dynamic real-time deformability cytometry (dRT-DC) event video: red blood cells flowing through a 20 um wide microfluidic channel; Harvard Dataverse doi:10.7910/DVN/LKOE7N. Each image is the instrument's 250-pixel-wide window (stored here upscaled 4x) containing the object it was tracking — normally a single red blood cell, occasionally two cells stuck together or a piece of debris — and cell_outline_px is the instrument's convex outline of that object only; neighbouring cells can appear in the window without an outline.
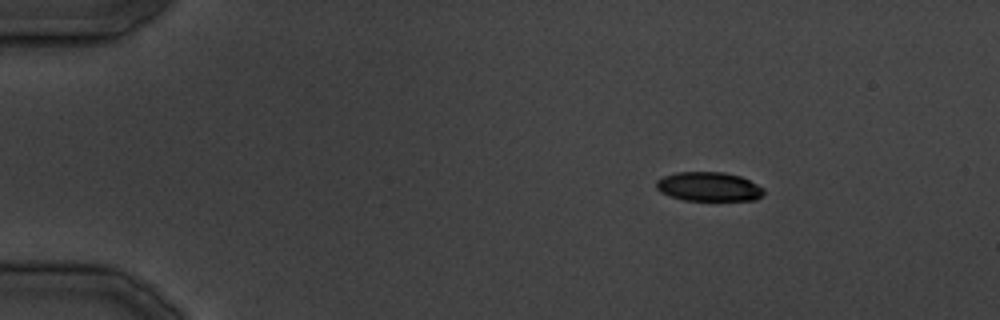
{"species": "common noctule bat (a hibernating species)", "species_latin": "Nyctalus noctula", "temperature_condition": "cold", "stored_images_in_passage": 37, "camera_frame_rate_fps": 3000, "um_per_image_px": 0.085, "animal": {"sex": "male", "body_mass_g": 19.5, "forearm_length_mm": 54.6}, "frame": {"image": 1, "passage_image": 6, "time_ms": 5.667, "image_size_px": [1000, 320], "cell_outline_px": [[764, 192], [756, 200], [684, 200], [668, 196], [660, 192], [656, 188], [656, 180], [664, 176], [676, 172], [724, 172], [740, 176], [764, 188]], "centroid_in_image_um": [60.21, 15.86], "position_along_channel_um": 24.8, "area_um2": 18.26}}
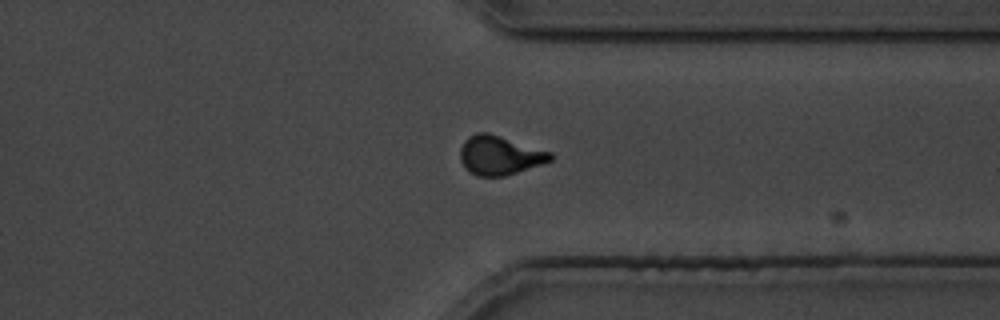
{"frame": {"image": 2, "passage_image": 29, "time_ms": 34.0, "image_size_px": [1000, 320], "cell_outline_px": [[552, 160], [544, 164], [504, 176], [476, 176], [460, 160], [460, 148], [464, 140], [468, 136], [476, 132], [488, 132], [552, 152]], "centroid_in_image_um": [42.48, 13.19], "position_along_channel_um": 368.9, "area_um2": 20.52}}
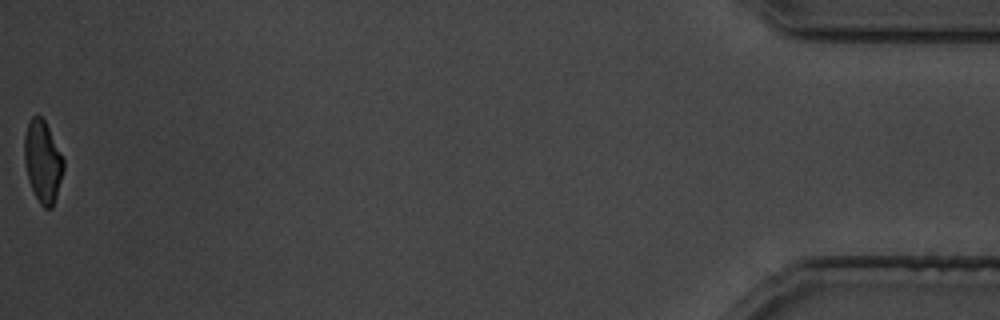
{"frame": {"image": 3, "passage_image": 37, "time_ms": 44.0, "image_size_px": [1000, 320], "cell_outline_px": [[64, 168], [56, 196], [52, 208], [44, 208], [40, 204], [28, 180], [24, 160], [24, 136], [28, 124], [32, 116], [40, 116], [44, 120], [64, 160]], "centroid_in_image_um": [3.62, 13.74], "position_along_channel_um": 431.6, "area_um2": 18.32}}